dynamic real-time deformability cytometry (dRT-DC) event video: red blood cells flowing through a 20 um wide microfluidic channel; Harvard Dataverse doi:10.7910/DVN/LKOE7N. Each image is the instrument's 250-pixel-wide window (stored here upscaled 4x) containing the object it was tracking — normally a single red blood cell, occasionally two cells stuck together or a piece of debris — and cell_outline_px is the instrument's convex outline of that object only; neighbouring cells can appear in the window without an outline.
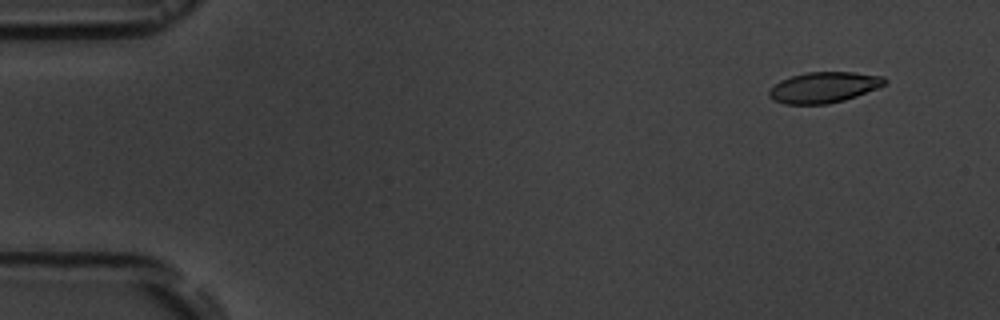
{"species": "common noctule bat (a hibernating species)", "species_latin": "Nyctalus noctula", "temperature_condition": "room temperature", "stored_images_in_passage": 8, "camera_frame_rate_fps": 3000, "um_per_image_px": 0.085, "animal": {"sex": "male", "body_mass_g": 19.5, "forearm_length_mm": 54.6}, "frame": {"image": 1, "passage_image": 2, "time_ms": 1.0, "image_size_px": [1000, 320], "cell_outline_px": [[888, 80], [884, 84], [876, 88], [856, 96], [844, 100], [828, 104], [784, 104], [772, 100], [768, 96], [768, 92], [780, 80], [792, 76], [808, 72], [852, 72], [884, 76]], "centroid_in_image_um": [70.01, 7.43], "position_along_channel_um": 15.0, "area_um2": 20.63}}
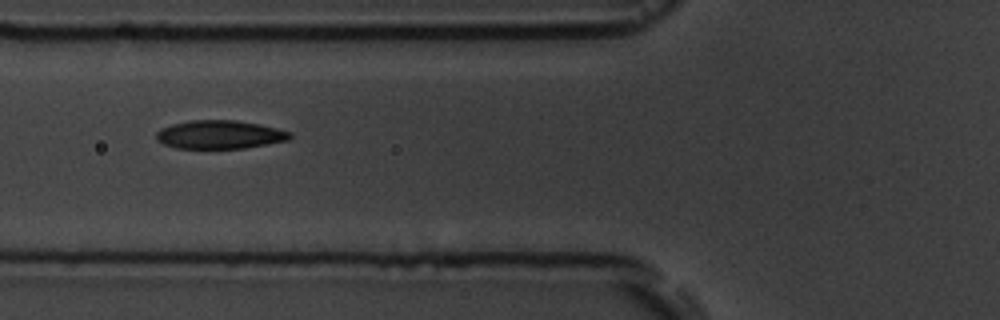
{"frame": {"image": 2, "passage_image": 6, "time_ms": 6.667, "image_size_px": [1000, 320], "cell_outline_px": [[292, 136], [288, 140], [268, 144], [244, 148], [176, 148], [164, 144], [156, 140], [156, 132], [160, 128], [172, 124], [188, 120], [236, 120], [260, 124], [292, 132]], "centroid_in_image_um": [18.67, 11.43], "position_along_channel_um": 107.1, "area_um2": 22.25}}
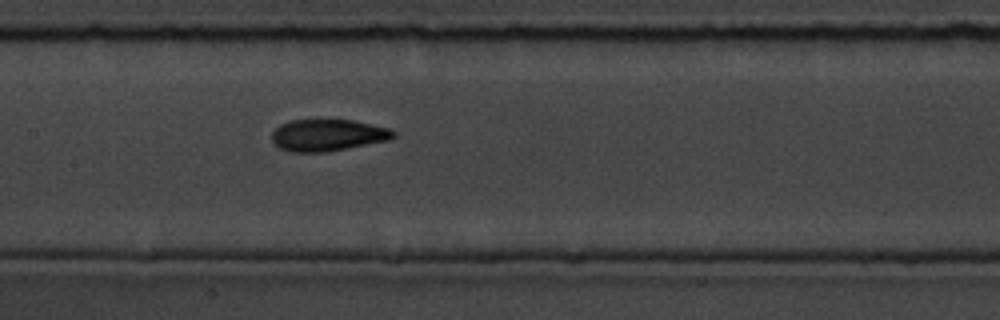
{"frame": {"image": 3, "passage_image": 8, "time_ms": 8.667, "image_size_px": [1000, 320], "cell_outline_px": [[396, 136], [388, 140], [324, 152], [292, 152], [280, 148], [272, 140], [272, 132], [280, 124], [292, 120], [352, 120], [388, 128], [396, 132]], "centroid_in_image_um": [27.84, 11.48], "position_along_channel_um": 179.6, "area_um2": 22.2}}